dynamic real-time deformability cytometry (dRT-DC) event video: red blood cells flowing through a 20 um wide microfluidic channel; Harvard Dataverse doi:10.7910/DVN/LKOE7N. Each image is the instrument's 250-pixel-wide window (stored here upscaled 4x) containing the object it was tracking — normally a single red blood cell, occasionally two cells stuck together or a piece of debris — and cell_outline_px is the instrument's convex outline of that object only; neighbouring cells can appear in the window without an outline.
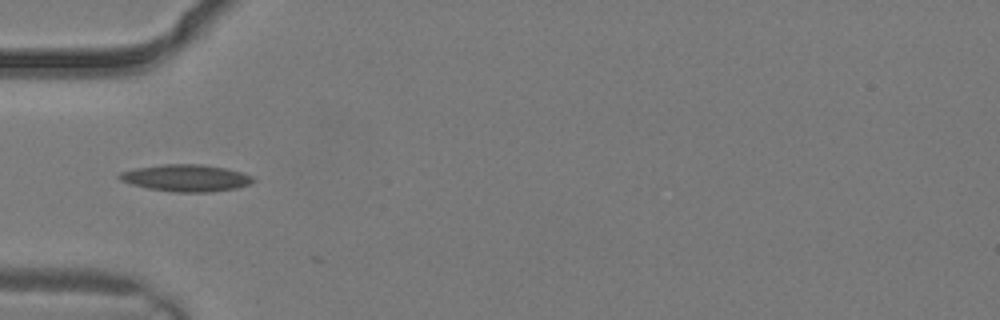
{"species": "common noctule bat (a hibernating species)", "species_latin": "Nyctalus noctula", "temperature_condition": "warm", "stored_images_in_passage": 2, "camera_frame_rate_fps": 3000, "um_per_image_px": 0.085, "animal": {"sex": "male", "body_mass_g": 19.2, "forearm_length_mm": 51.8}, "frame": {"image": 1, "passage_image": 2, "time_ms": 0.333, "image_size_px": [1000, 320], "cell_outline_px": [[256, 180], [248, 184], [236, 188], [208, 192], [176, 192], [148, 188], [132, 184], [120, 180], [116, 176], [120, 172], [136, 168], [164, 164], [200, 164], [224, 168], [244, 172], [256, 176]], "centroid_in_image_um": [15.84, 15.12], "position_along_channel_um": 69.2, "area_um2": 20.98}}